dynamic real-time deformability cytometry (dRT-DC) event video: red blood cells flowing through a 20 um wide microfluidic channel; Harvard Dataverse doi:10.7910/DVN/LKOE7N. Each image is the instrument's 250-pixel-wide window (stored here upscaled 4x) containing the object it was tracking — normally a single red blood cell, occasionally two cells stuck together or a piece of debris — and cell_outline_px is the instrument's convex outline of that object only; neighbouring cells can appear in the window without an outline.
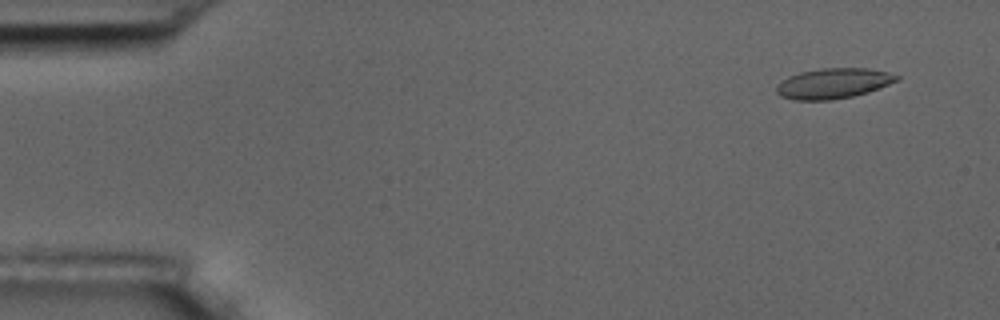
{"species": "common noctule bat (a hibernating species)", "species_latin": "Nyctalus noctula", "temperature_condition": "room temperature", "stored_images_in_passage": 8, "camera_frame_rate_fps": 3000, "um_per_image_px": 0.085, "animal": {"sex": "male", "body_mass_g": 17.5, "forearm_length_mm": 52.3}, "frame": {"image": 1, "passage_image": 1, "time_ms": 0.0, "image_size_px": [1000, 320], "cell_outline_px": [[900, 80], [868, 92], [852, 96], [832, 100], [792, 100], [780, 96], [776, 92], [776, 84], [788, 76], [800, 72], [820, 68], [868, 68], [888, 72], [900, 76]], "centroid_in_image_um": [70.81, 7.09], "position_along_channel_um": 14.2, "area_um2": 21.44}}
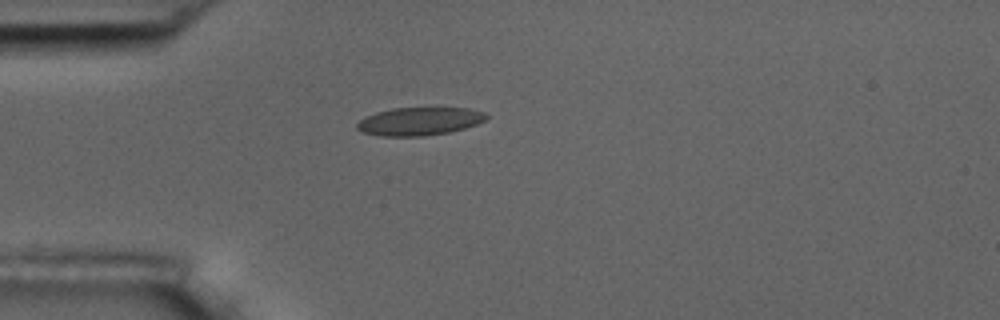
{"frame": {"image": 2, "passage_image": 4, "time_ms": 3.667, "image_size_px": [1000, 320], "cell_outline_px": [[488, 116], [484, 120], [476, 124], [464, 128], [448, 132], [424, 136], [380, 136], [364, 132], [356, 128], [356, 124], [364, 116], [376, 112], [392, 108], [468, 108], [484, 112]], "centroid_in_image_um": [35.62, 10.31], "position_along_channel_um": 49.4, "area_um2": 21.04}}
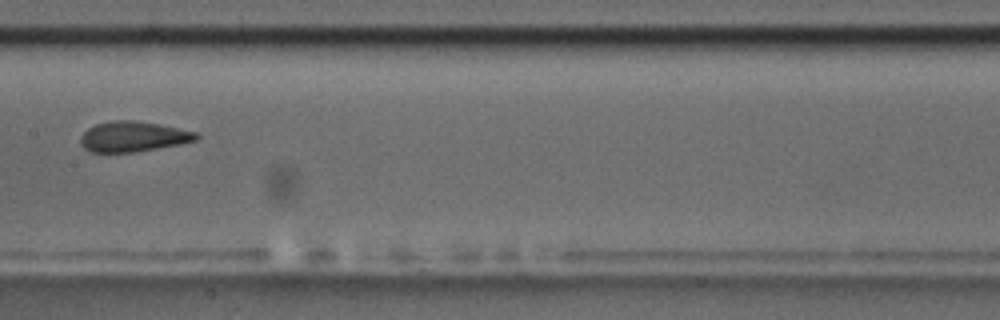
{"frame": {"image": 3, "passage_image": 8, "time_ms": 8.0, "image_size_px": [1000, 320], "cell_outline_px": [[200, 136], [196, 140], [184, 144], [136, 152], [92, 152], [84, 148], [80, 144], [80, 136], [88, 128], [96, 124], [112, 120], [132, 120], [160, 124], [196, 132]], "centroid_in_image_um": [11.33, 11.61], "position_along_channel_um": 196.1, "area_um2": 20.63}}